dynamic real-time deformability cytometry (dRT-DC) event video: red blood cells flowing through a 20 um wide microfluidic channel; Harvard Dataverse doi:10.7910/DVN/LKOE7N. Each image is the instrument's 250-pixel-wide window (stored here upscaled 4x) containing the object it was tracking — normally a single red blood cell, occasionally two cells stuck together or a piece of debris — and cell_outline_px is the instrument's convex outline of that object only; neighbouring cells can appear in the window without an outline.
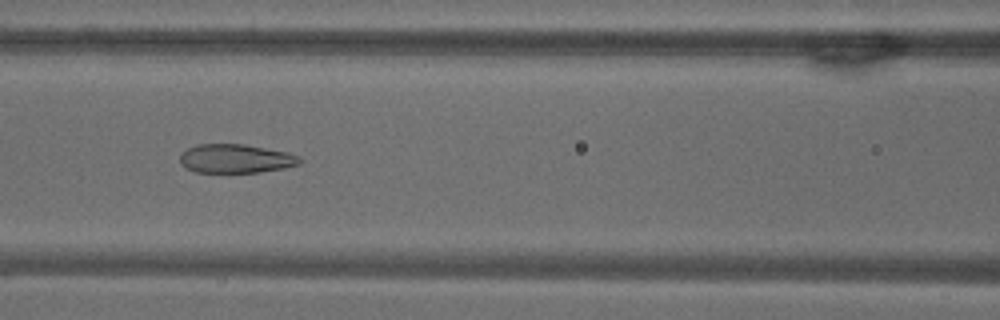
{"species": "common noctule bat (a hibernating species)", "species_latin": "Nyctalus noctula", "temperature_condition": "warm", "stored_images_in_passage": 9, "camera_frame_rate_fps": 3000, "um_per_image_px": 0.085, "animal": {"sex": "male", "body_mass_g": 18.8}, "frame": {"image": 1, "passage_image": 4, "time_ms": 1.0, "image_size_px": [1000, 320], "cell_outline_px": [[304, 160], [300, 164], [284, 168], [260, 172], [196, 172], [180, 164], [180, 152], [196, 144], [244, 144], [288, 152], [300, 156]], "centroid_in_image_um": [20.06, 13.47], "position_along_channel_um": 146.5, "area_um2": 20.29}}
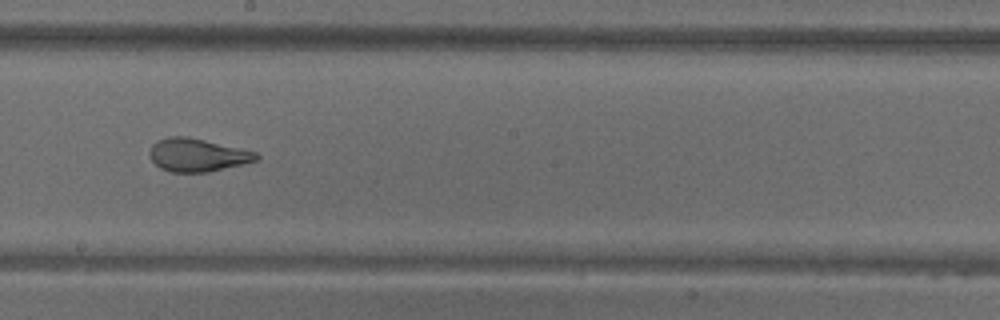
{"frame": {"image": 2, "passage_image": 6, "time_ms": 1.667, "image_size_px": [1000, 320], "cell_outline_px": [[260, 160], [244, 164], [208, 172], [172, 172], [160, 168], [148, 156], [148, 152], [152, 144], [156, 140], [168, 136], [188, 136], [240, 148], [256, 152], [260, 156]], "centroid_in_image_um": [16.76, 13.17], "position_along_channel_um": 231.4, "area_um2": 20.81}}
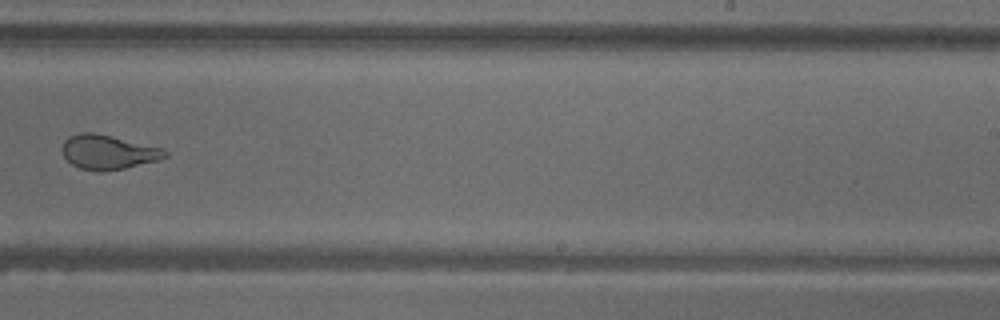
{"frame": {"image": 3, "passage_image": 7, "time_ms": 2.0, "image_size_px": [1000, 320], "cell_outline_px": [[168, 156], [156, 160], [124, 168], [100, 172], [80, 168], [72, 164], [64, 156], [60, 148], [64, 140], [68, 136], [80, 132], [96, 132], [164, 148], [168, 152]], "centroid_in_image_um": [9.16, 12.91], "position_along_channel_um": 279.8, "area_um2": 20.75}}